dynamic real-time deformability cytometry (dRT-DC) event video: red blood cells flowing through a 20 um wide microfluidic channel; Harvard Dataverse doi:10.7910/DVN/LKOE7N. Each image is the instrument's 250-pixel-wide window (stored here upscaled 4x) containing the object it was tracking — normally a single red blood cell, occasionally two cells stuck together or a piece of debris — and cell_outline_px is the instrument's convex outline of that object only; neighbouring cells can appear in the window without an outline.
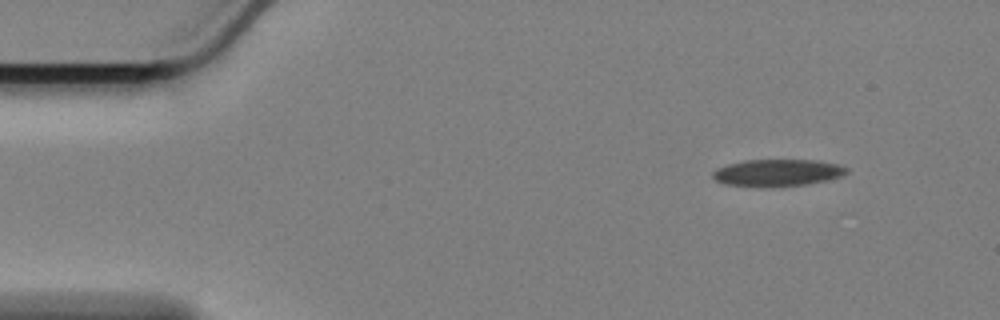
{"species": "Egyptian fruit bat (a non-hibernating species)", "species_latin": "Rousettus aegyptiacus", "temperature_condition": "cold", "stored_images_in_passage": 53, "camera_frame_rate_fps": 3000, "um_per_image_px": 0.085, "animal": {"sex": "female"}, "frame": {"image": 1, "passage_image": 1, "time_ms": 0.0, "image_size_px": [1000, 320], "cell_outline_px": [[848, 172], [844, 176], [828, 180], [808, 184], [724, 184], [716, 180], [712, 176], [712, 172], [728, 164], [744, 160], [820, 160], [836, 164], [848, 168]], "centroid_in_image_um": [66.18, 14.63], "position_along_channel_um": 18.8, "area_um2": 20.11}}
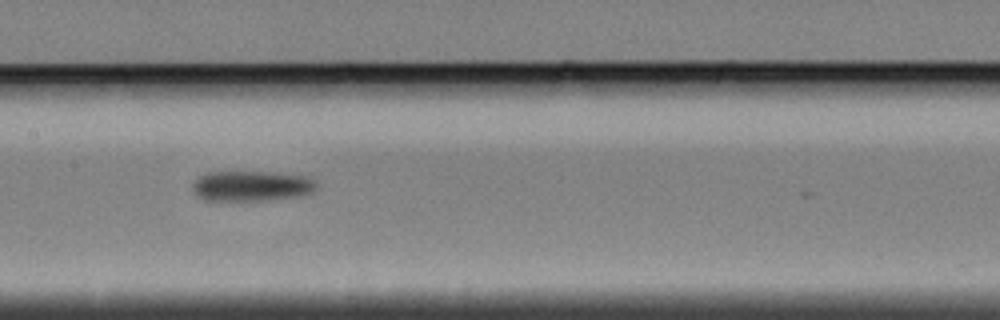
{"frame": {"image": 2, "passage_image": 23, "time_ms": 7.333, "image_size_px": [1000, 320], "cell_outline_px": [[316, 188], [312, 192], [296, 196], [260, 200], [204, 200], [196, 196], [192, 188], [192, 184], [196, 176], [204, 172], [272, 172], [312, 176], [316, 180]], "centroid_in_image_um": [21.34, 15.78], "position_along_channel_um": 186.1, "area_um2": 22.14}}
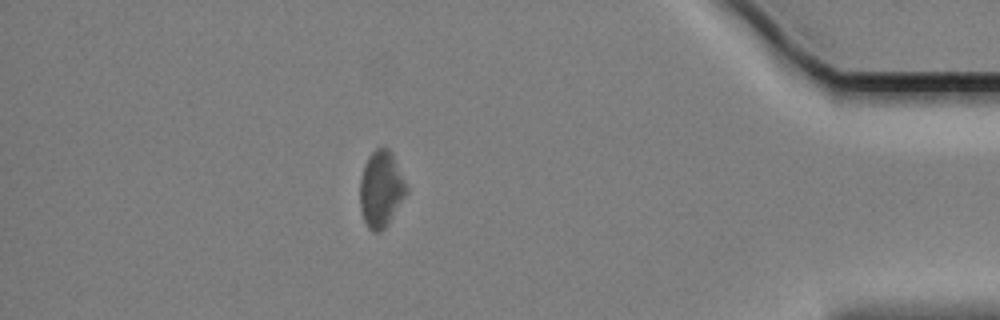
{"frame": {"image": 3, "passage_image": 46, "time_ms": 15.0, "image_size_px": [1000, 320], "cell_outline_px": [[408, 192], [384, 228], [380, 232], [372, 232], [368, 228], [364, 220], [360, 208], [360, 180], [368, 156], [376, 148], [384, 144], [388, 148], [408, 188]], "centroid_in_image_um": [32.37, 16.07], "position_along_channel_um": 402.8, "area_um2": 20.35}}